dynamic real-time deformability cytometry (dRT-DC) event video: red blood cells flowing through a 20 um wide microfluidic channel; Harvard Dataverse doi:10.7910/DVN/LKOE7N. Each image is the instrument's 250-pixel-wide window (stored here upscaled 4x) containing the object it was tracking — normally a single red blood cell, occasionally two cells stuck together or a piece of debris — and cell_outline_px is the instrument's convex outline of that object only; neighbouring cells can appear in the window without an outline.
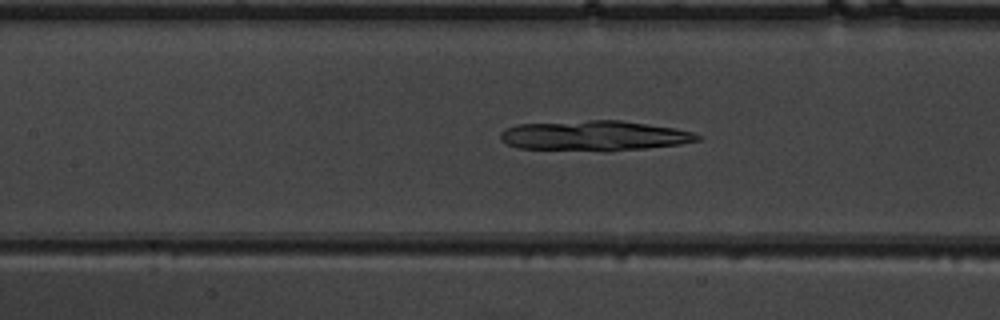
{"species": "common noctule bat (a hibernating species)", "species_latin": "Nyctalus noctula", "temperature_condition": "warm", "stored_images_in_passage": 39, "camera_frame_rate_fps": 3000, "um_per_image_px": 0.085, "animal": {"sex": "male", "body_mass_g": 19.5, "forearm_length_mm": 54.6}, "frame": {"image": 1, "passage_image": 12, "time_ms": 3.667, "image_size_px": [1000, 320], "cell_outline_px": [[700, 140], [680, 144], [608, 152], [520, 148], [508, 144], [500, 140], [500, 132], [504, 128], [516, 124], [588, 120], [620, 120], [676, 128], [692, 132], [700, 136]], "centroid_in_image_um": [50.48, 11.54], "position_along_channel_um": 156.9, "area_um2": 34.91}}
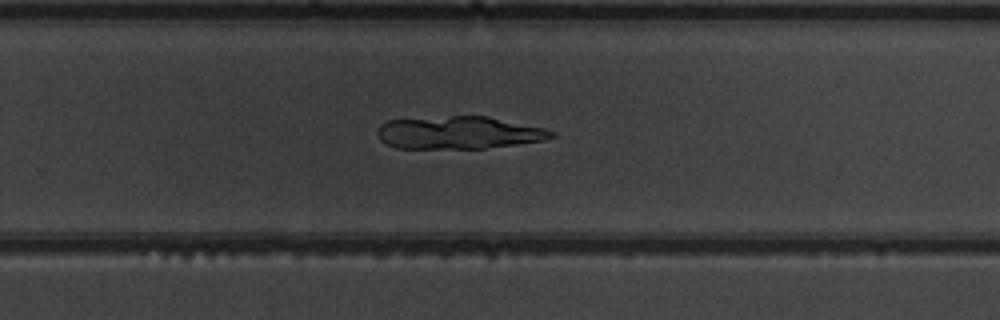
{"frame": {"image": 2, "passage_image": 22, "time_ms": 7.0, "image_size_px": [1000, 320], "cell_outline_px": [[556, 136], [544, 140], [484, 148], [396, 148], [380, 140], [376, 132], [380, 124], [388, 120], [452, 116], [488, 116], [544, 128], [556, 132]], "centroid_in_image_um": [38.99, 11.27], "position_along_channel_um": 290.8, "area_um2": 32.95}}
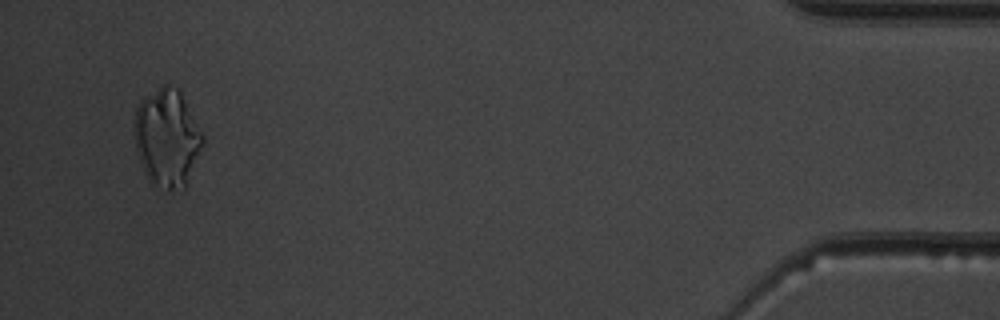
{"frame": {"image": 3, "passage_image": 37, "time_ms": 12.0, "image_size_px": [1000, 320], "cell_outline_px": [[204, 140], [188, 184], [184, 188], [172, 192], [168, 192], [152, 184], [148, 180], [144, 172], [136, 148], [136, 108], [140, 100], [164, 84], [168, 84], [176, 88], [180, 92], [204, 136]], "centroid_in_image_um": [14.22, 11.78], "position_along_channel_um": 421.0, "area_um2": 38.73}}